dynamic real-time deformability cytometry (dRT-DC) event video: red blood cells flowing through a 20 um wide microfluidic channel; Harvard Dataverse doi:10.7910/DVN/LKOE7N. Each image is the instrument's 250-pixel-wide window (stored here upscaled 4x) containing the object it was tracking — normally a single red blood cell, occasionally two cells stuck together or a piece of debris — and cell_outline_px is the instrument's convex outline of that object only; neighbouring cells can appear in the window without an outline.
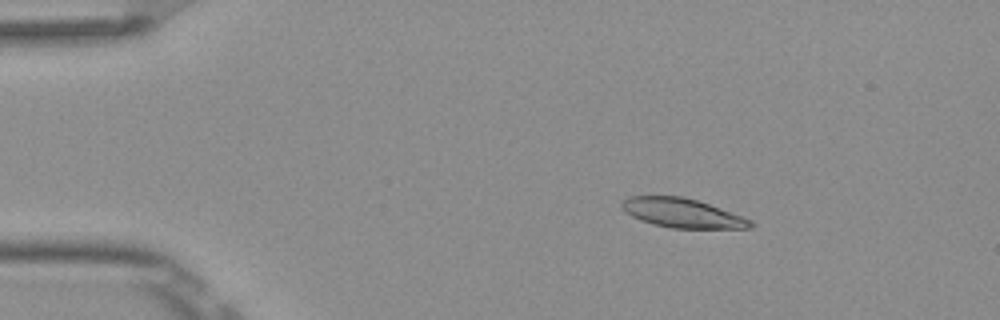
{"species": "Egyptian fruit bat (a non-hibernating species)", "species_latin": "Rousettus aegyptiacus", "temperature_condition": "room temperature", "stored_images_in_passage": 5, "camera_frame_rate_fps": 3000, "um_per_image_px": 0.085, "frame": {"image": 1, "passage_image": 3, "time_ms": 0.667, "image_size_px": [1000, 320], "cell_outline_px": [[756, 224], [752, 228], [672, 228], [640, 220], [624, 212], [620, 208], [620, 204], [628, 196], [680, 196], [696, 200], [744, 216], [752, 220]], "centroid_in_image_um": [58.0, 18.11], "position_along_channel_um": 27.0, "area_um2": 21.91}}